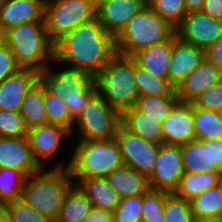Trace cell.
<instances>
[{"label": "cell", "mask_w": 222, "mask_h": 222, "mask_svg": "<svg viewBox=\"0 0 222 222\" xmlns=\"http://www.w3.org/2000/svg\"><path fill=\"white\" fill-rule=\"evenodd\" d=\"M117 53L115 37L97 17L66 34L54 45V62L86 72L95 78Z\"/></svg>", "instance_id": "6da1fadb"}, {"label": "cell", "mask_w": 222, "mask_h": 222, "mask_svg": "<svg viewBox=\"0 0 222 222\" xmlns=\"http://www.w3.org/2000/svg\"><path fill=\"white\" fill-rule=\"evenodd\" d=\"M71 159L56 163L52 168H68L77 184L83 178H106L124 165L116 138L108 140H77Z\"/></svg>", "instance_id": "7a4b0ae2"}, {"label": "cell", "mask_w": 222, "mask_h": 222, "mask_svg": "<svg viewBox=\"0 0 222 222\" xmlns=\"http://www.w3.org/2000/svg\"><path fill=\"white\" fill-rule=\"evenodd\" d=\"M74 184L68 168H41L25 177L21 199L55 222L65 195Z\"/></svg>", "instance_id": "3957f363"}, {"label": "cell", "mask_w": 222, "mask_h": 222, "mask_svg": "<svg viewBox=\"0 0 222 222\" xmlns=\"http://www.w3.org/2000/svg\"><path fill=\"white\" fill-rule=\"evenodd\" d=\"M4 42L22 69L41 73L54 62V44L45 34L43 19L7 29Z\"/></svg>", "instance_id": "277c9868"}, {"label": "cell", "mask_w": 222, "mask_h": 222, "mask_svg": "<svg viewBox=\"0 0 222 222\" xmlns=\"http://www.w3.org/2000/svg\"><path fill=\"white\" fill-rule=\"evenodd\" d=\"M134 80L135 59L119 53L95 77L97 92L120 113L134 107L139 98Z\"/></svg>", "instance_id": "5b68a950"}, {"label": "cell", "mask_w": 222, "mask_h": 222, "mask_svg": "<svg viewBox=\"0 0 222 222\" xmlns=\"http://www.w3.org/2000/svg\"><path fill=\"white\" fill-rule=\"evenodd\" d=\"M174 34L175 28L146 5L115 37L116 51L133 56L146 47L170 39Z\"/></svg>", "instance_id": "8992f818"}, {"label": "cell", "mask_w": 222, "mask_h": 222, "mask_svg": "<svg viewBox=\"0 0 222 222\" xmlns=\"http://www.w3.org/2000/svg\"><path fill=\"white\" fill-rule=\"evenodd\" d=\"M51 67L52 65L39 73V79L49 92L63 99L75 121L90 97L97 91L95 78L84 71L67 66L62 67V70L59 67L57 72L56 68L53 70Z\"/></svg>", "instance_id": "52a82bcc"}, {"label": "cell", "mask_w": 222, "mask_h": 222, "mask_svg": "<svg viewBox=\"0 0 222 222\" xmlns=\"http://www.w3.org/2000/svg\"><path fill=\"white\" fill-rule=\"evenodd\" d=\"M97 0H45L43 23L55 45L77 26L96 18Z\"/></svg>", "instance_id": "ba28073f"}, {"label": "cell", "mask_w": 222, "mask_h": 222, "mask_svg": "<svg viewBox=\"0 0 222 222\" xmlns=\"http://www.w3.org/2000/svg\"><path fill=\"white\" fill-rule=\"evenodd\" d=\"M120 124L121 113L96 91L74 121L71 135L77 130V140H108L115 137Z\"/></svg>", "instance_id": "9c48e42d"}, {"label": "cell", "mask_w": 222, "mask_h": 222, "mask_svg": "<svg viewBox=\"0 0 222 222\" xmlns=\"http://www.w3.org/2000/svg\"><path fill=\"white\" fill-rule=\"evenodd\" d=\"M115 138L118 142L124 165L132 167L149 177L154 171L159 150L158 144L146 141L119 125Z\"/></svg>", "instance_id": "30bf717a"}, {"label": "cell", "mask_w": 222, "mask_h": 222, "mask_svg": "<svg viewBox=\"0 0 222 222\" xmlns=\"http://www.w3.org/2000/svg\"><path fill=\"white\" fill-rule=\"evenodd\" d=\"M184 173L181 146L161 144L154 171L148 177L150 188L174 193Z\"/></svg>", "instance_id": "8fae6325"}, {"label": "cell", "mask_w": 222, "mask_h": 222, "mask_svg": "<svg viewBox=\"0 0 222 222\" xmlns=\"http://www.w3.org/2000/svg\"><path fill=\"white\" fill-rule=\"evenodd\" d=\"M176 37L206 51L222 36V21L198 12H189L175 28Z\"/></svg>", "instance_id": "7c38bea8"}, {"label": "cell", "mask_w": 222, "mask_h": 222, "mask_svg": "<svg viewBox=\"0 0 222 222\" xmlns=\"http://www.w3.org/2000/svg\"><path fill=\"white\" fill-rule=\"evenodd\" d=\"M71 136L68 129L56 124L39 125L27 131L32 156L41 168H47L46 160H50L58 152L61 142Z\"/></svg>", "instance_id": "4fadbf2b"}, {"label": "cell", "mask_w": 222, "mask_h": 222, "mask_svg": "<svg viewBox=\"0 0 222 222\" xmlns=\"http://www.w3.org/2000/svg\"><path fill=\"white\" fill-rule=\"evenodd\" d=\"M147 5V0H97L96 17L116 37L127 22Z\"/></svg>", "instance_id": "5bb4252c"}, {"label": "cell", "mask_w": 222, "mask_h": 222, "mask_svg": "<svg viewBox=\"0 0 222 222\" xmlns=\"http://www.w3.org/2000/svg\"><path fill=\"white\" fill-rule=\"evenodd\" d=\"M164 144L182 146L195 139L193 103L178 102L162 122Z\"/></svg>", "instance_id": "9a60e30c"}, {"label": "cell", "mask_w": 222, "mask_h": 222, "mask_svg": "<svg viewBox=\"0 0 222 222\" xmlns=\"http://www.w3.org/2000/svg\"><path fill=\"white\" fill-rule=\"evenodd\" d=\"M0 168L18 170L25 177L41 169L32 156L27 137H0Z\"/></svg>", "instance_id": "2e32d148"}, {"label": "cell", "mask_w": 222, "mask_h": 222, "mask_svg": "<svg viewBox=\"0 0 222 222\" xmlns=\"http://www.w3.org/2000/svg\"><path fill=\"white\" fill-rule=\"evenodd\" d=\"M205 51L187 44L172 36V54L169 64V82L177 88L178 85L205 59Z\"/></svg>", "instance_id": "e0dca14e"}, {"label": "cell", "mask_w": 222, "mask_h": 222, "mask_svg": "<svg viewBox=\"0 0 222 222\" xmlns=\"http://www.w3.org/2000/svg\"><path fill=\"white\" fill-rule=\"evenodd\" d=\"M222 80V71L205 58L176 88L180 102L192 103L199 95Z\"/></svg>", "instance_id": "ac0fdd59"}, {"label": "cell", "mask_w": 222, "mask_h": 222, "mask_svg": "<svg viewBox=\"0 0 222 222\" xmlns=\"http://www.w3.org/2000/svg\"><path fill=\"white\" fill-rule=\"evenodd\" d=\"M38 80L37 71L21 68L0 82V109L19 112L27 91Z\"/></svg>", "instance_id": "d6986e66"}, {"label": "cell", "mask_w": 222, "mask_h": 222, "mask_svg": "<svg viewBox=\"0 0 222 222\" xmlns=\"http://www.w3.org/2000/svg\"><path fill=\"white\" fill-rule=\"evenodd\" d=\"M45 0H8L0 8V23L4 32L23 23L43 19Z\"/></svg>", "instance_id": "ffe728a7"}, {"label": "cell", "mask_w": 222, "mask_h": 222, "mask_svg": "<svg viewBox=\"0 0 222 222\" xmlns=\"http://www.w3.org/2000/svg\"><path fill=\"white\" fill-rule=\"evenodd\" d=\"M172 54V37L146 47L132 57L137 65L160 79L169 80V64Z\"/></svg>", "instance_id": "44dd1931"}, {"label": "cell", "mask_w": 222, "mask_h": 222, "mask_svg": "<svg viewBox=\"0 0 222 222\" xmlns=\"http://www.w3.org/2000/svg\"><path fill=\"white\" fill-rule=\"evenodd\" d=\"M121 124L142 139L161 145L164 144L162 123L150 115L139 111L135 106L121 113Z\"/></svg>", "instance_id": "7402d4cb"}, {"label": "cell", "mask_w": 222, "mask_h": 222, "mask_svg": "<svg viewBox=\"0 0 222 222\" xmlns=\"http://www.w3.org/2000/svg\"><path fill=\"white\" fill-rule=\"evenodd\" d=\"M106 178L121 198L143 195L150 189L148 177L127 165L117 168Z\"/></svg>", "instance_id": "603a6c76"}, {"label": "cell", "mask_w": 222, "mask_h": 222, "mask_svg": "<svg viewBox=\"0 0 222 222\" xmlns=\"http://www.w3.org/2000/svg\"><path fill=\"white\" fill-rule=\"evenodd\" d=\"M77 185L92 202L93 207L114 211L121 201L120 195L110 185L107 178H83Z\"/></svg>", "instance_id": "cb8c5ba5"}, {"label": "cell", "mask_w": 222, "mask_h": 222, "mask_svg": "<svg viewBox=\"0 0 222 222\" xmlns=\"http://www.w3.org/2000/svg\"><path fill=\"white\" fill-rule=\"evenodd\" d=\"M19 113L23 117L27 129L48 124L45 108V86L40 79L27 91Z\"/></svg>", "instance_id": "d4e9b609"}, {"label": "cell", "mask_w": 222, "mask_h": 222, "mask_svg": "<svg viewBox=\"0 0 222 222\" xmlns=\"http://www.w3.org/2000/svg\"><path fill=\"white\" fill-rule=\"evenodd\" d=\"M185 172L204 173L222 172L217 166H211L210 140H192L181 146Z\"/></svg>", "instance_id": "484cf974"}, {"label": "cell", "mask_w": 222, "mask_h": 222, "mask_svg": "<svg viewBox=\"0 0 222 222\" xmlns=\"http://www.w3.org/2000/svg\"><path fill=\"white\" fill-rule=\"evenodd\" d=\"M220 175L221 172H185L173 194L190 201L197 197L201 192L218 186Z\"/></svg>", "instance_id": "4316f807"}, {"label": "cell", "mask_w": 222, "mask_h": 222, "mask_svg": "<svg viewBox=\"0 0 222 222\" xmlns=\"http://www.w3.org/2000/svg\"><path fill=\"white\" fill-rule=\"evenodd\" d=\"M92 207V202L86 194L77 184H74L66 193L55 222H82Z\"/></svg>", "instance_id": "83f0119b"}, {"label": "cell", "mask_w": 222, "mask_h": 222, "mask_svg": "<svg viewBox=\"0 0 222 222\" xmlns=\"http://www.w3.org/2000/svg\"><path fill=\"white\" fill-rule=\"evenodd\" d=\"M195 140L222 139V118L219 111L207 110L193 104Z\"/></svg>", "instance_id": "f1b7e54d"}, {"label": "cell", "mask_w": 222, "mask_h": 222, "mask_svg": "<svg viewBox=\"0 0 222 222\" xmlns=\"http://www.w3.org/2000/svg\"><path fill=\"white\" fill-rule=\"evenodd\" d=\"M134 81L139 96L177 97L176 88L169 80L157 78L137 65L136 61Z\"/></svg>", "instance_id": "f546056e"}, {"label": "cell", "mask_w": 222, "mask_h": 222, "mask_svg": "<svg viewBox=\"0 0 222 222\" xmlns=\"http://www.w3.org/2000/svg\"><path fill=\"white\" fill-rule=\"evenodd\" d=\"M190 205L196 220L222 218V193L219 186L201 192L190 200Z\"/></svg>", "instance_id": "4dcf8cb0"}, {"label": "cell", "mask_w": 222, "mask_h": 222, "mask_svg": "<svg viewBox=\"0 0 222 222\" xmlns=\"http://www.w3.org/2000/svg\"><path fill=\"white\" fill-rule=\"evenodd\" d=\"M178 102V97L139 96L135 107L162 123Z\"/></svg>", "instance_id": "1f68e13d"}, {"label": "cell", "mask_w": 222, "mask_h": 222, "mask_svg": "<svg viewBox=\"0 0 222 222\" xmlns=\"http://www.w3.org/2000/svg\"><path fill=\"white\" fill-rule=\"evenodd\" d=\"M25 176L18 170L0 168V202L4 206L21 199Z\"/></svg>", "instance_id": "d6a6232c"}, {"label": "cell", "mask_w": 222, "mask_h": 222, "mask_svg": "<svg viewBox=\"0 0 222 222\" xmlns=\"http://www.w3.org/2000/svg\"><path fill=\"white\" fill-rule=\"evenodd\" d=\"M45 108L48 116V124H56L65 127L72 134L74 120L62 98L57 97L45 88Z\"/></svg>", "instance_id": "836d02e7"}, {"label": "cell", "mask_w": 222, "mask_h": 222, "mask_svg": "<svg viewBox=\"0 0 222 222\" xmlns=\"http://www.w3.org/2000/svg\"><path fill=\"white\" fill-rule=\"evenodd\" d=\"M147 5L174 28L188 14L185 0H147Z\"/></svg>", "instance_id": "e575fe53"}, {"label": "cell", "mask_w": 222, "mask_h": 222, "mask_svg": "<svg viewBox=\"0 0 222 222\" xmlns=\"http://www.w3.org/2000/svg\"><path fill=\"white\" fill-rule=\"evenodd\" d=\"M169 194L150 188L142 195V222H164L165 199Z\"/></svg>", "instance_id": "d590c367"}, {"label": "cell", "mask_w": 222, "mask_h": 222, "mask_svg": "<svg viewBox=\"0 0 222 222\" xmlns=\"http://www.w3.org/2000/svg\"><path fill=\"white\" fill-rule=\"evenodd\" d=\"M164 222H196L190 201L170 193L165 199Z\"/></svg>", "instance_id": "8d00e7d4"}, {"label": "cell", "mask_w": 222, "mask_h": 222, "mask_svg": "<svg viewBox=\"0 0 222 222\" xmlns=\"http://www.w3.org/2000/svg\"><path fill=\"white\" fill-rule=\"evenodd\" d=\"M113 219L114 222H142V195L121 198Z\"/></svg>", "instance_id": "74e56055"}, {"label": "cell", "mask_w": 222, "mask_h": 222, "mask_svg": "<svg viewBox=\"0 0 222 222\" xmlns=\"http://www.w3.org/2000/svg\"><path fill=\"white\" fill-rule=\"evenodd\" d=\"M27 131L19 112L0 109V137H27Z\"/></svg>", "instance_id": "f35d334b"}, {"label": "cell", "mask_w": 222, "mask_h": 222, "mask_svg": "<svg viewBox=\"0 0 222 222\" xmlns=\"http://www.w3.org/2000/svg\"><path fill=\"white\" fill-rule=\"evenodd\" d=\"M4 208L12 216L14 222H54L48 216L40 214L23 199L9 202Z\"/></svg>", "instance_id": "ab89813d"}, {"label": "cell", "mask_w": 222, "mask_h": 222, "mask_svg": "<svg viewBox=\"0 0 222 222\" xmlns=\"http://www.w3.org/2000/svg\"><path fill=\"white\" fill-rule=\"evenodd\" d=\"M192 103L199 108L221 112L222 80L205 90Z\"/></svg>", "instance_id": "60d3db41"}, {"label": "cell", "mask_w": 222, "mask_h": 222, "mask_svg": "<svg viewBox=\"0 0 222 222\" xmlns=\"http://www.w3.org/2000/svg\"><path fill=\"white\" fill-rule=\"evenodd\" d=\"M19 69L21 68L18 66L9 46L4 41L0 42V82L16 73Z\"/></svg>", "instance_id": "b9f144b4"}, {"label": "cell", "mask_w": 222, "mask_h": 222, "mask_svg": "<svg viewBox=\"0 0 222 222\" xmlns=\"http://www.w3.org/2000/svg\"><path fill=\"white\" fill-rule=\"evenodd\" d=\"M205 57L222 71V36L205 51Z\"/></svg>", "instance_id": "7bdbcfd3"}, {"label": "cell", "mask_w": 222, "mask_h": 222, "mask_svg": "<svg viewBox=\"0 0 222 222\" xmlns=\"http://www.w3.org/2000/svg\"><path fill=\"white\" fill-rule=\"evenodd\" d=\"M82 222H114L113 211L92 207Z\"/></svg>", "instance_id": "ee69618b"}, {"label": "cell", "mask_w": 222, "mask_h": 222, "mask_svg": "<svg viewBox=\"0 0 222 222\" xmlns=\"http://www.w3.org/2000/svg\"><path fill=\"white\" fill-rule=\"evenodd\" d=\"M200 12L222 21V0H204Z\"/></svg>", "instance_id": "f6af8a7d"}, {"label": "cell", "mask_w": 222, "mask_h": 222, "mask_svg": "<svg viewBox=\"0 0 222 222\" xmlns=\"http://www.w3.org/2000/svg\"><path fill=\"white\" fill-rule=\"evenodd\" d=\"M211 166H217L222 171V139L210 140Z\"/></svg>", "instance_id": "bcb514c9"}, {"label": "cell", "mask_w": 222, "mask_h": 222, "mask_svg": "<svg viewBox=\"0 0 222 222\" xmlns=\"http://www.w3.org/2000/svg\"><path fill=\"white\" fill-rule=\"evenodd\" d=\"M204 0H185L187 13L198 12L202 9Z\"/></svg>", "instance_id": "7dc6e473"}, {"label": "cell", "mask_w": 222, "mask_h": 222, "mask_svg": "<svg viewBox=\"0 0 222 222\" xmlns=\"http://www.w3.org/2000/svg\"><path fill=\"white\" fill-rule=\"evenodd\" d=\"M0 222H14L12 216L4 207L0 210Z\"/></svg>", "instance_id": "c3c4849f"}, {"label": "cell", "mask_w": 222, "mask_h": 222, "mask_svg": "<svg viewBox=\"0 0 222 222\" xmlns=\"http://www.w3.org/2000/svg\"><path fill=\"white\" fill-rule=\"evenodd\" d=\"M196 222H222V218H219V219H203V220H196Z\"/></svg>", "instance_id": "681fc988"}, {"label": "cell", "mask_w": 222, "mask_h": 222, "mask_svg": "<svg viewBox=\"0 0 222 222\" xmlns=\"http://www.w3.org/2000/svg\"><path fill=\"white\" fill-rule=\"evenodd\" d=\"M3 41H4V30L0 23V42H3Z\"/></svg>", "instance_id": "f907efd6"}, {"label": "cell", "mask_w": 222, "mask_h": 222, "mask_svg": "<svg viewBox=\"0 0 222 222\" xmlns=\"http://www.w3.org/2000/svg\"><path fill=\"white\" fill-rule=\"evenodd\" d=\"M220 190H221V193H222V172H221V175H220V178H219V184H218Z\"/></svg>", "instance_id": "816d5d0a"}, {"label": "cell", "mask_w": 222, "mask_h": 222, "mask_svg": "<svg viewBox=\"0 0 222 222\" xmlns=\"http://www.w3.org/2000/svg\"><path fill=\"white\" fill-rule=\"evenodd\" d=\"M8 0H0V8L7 2Z\"/></svg>", "instance_id": "f5cc1de1"}, {"label": "cell", "mask_w": 222, "mask_h": 222, "mask_svg": "<svg viewBox=\"0 0 222 222\" xmlns=\"http://www.w3.org/2000/svg\"><path fill=\"white\" fill-rule=\"evenodd\" d=\"M4 206L2 205V203L0 202V210L3 208Z\"/></svg>", "instance_id": "db71d44e"}]
</instances>
